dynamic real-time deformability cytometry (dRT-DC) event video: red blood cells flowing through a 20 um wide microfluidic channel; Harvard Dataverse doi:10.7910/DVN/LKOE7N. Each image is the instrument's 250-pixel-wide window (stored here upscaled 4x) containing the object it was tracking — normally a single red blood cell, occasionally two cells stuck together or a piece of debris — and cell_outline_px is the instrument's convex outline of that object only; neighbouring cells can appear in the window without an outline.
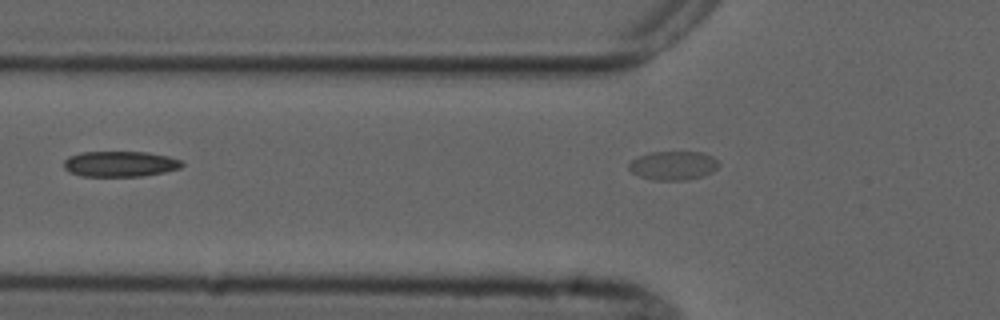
{"species": "common noctule bat (a hibernating species)", "species_latin": "Nyctalus noctula", "temperature_condition": "cold", "stored_images_in_passage": 3, "segment_of_instrument_passage": [2, 2], "camera_frame_rate_fps": 3000, "um_per_image_px": 0.085, "animal": {"sex": "male", "forearm_length_mm": 52.5}, "frame": {"image": 1, "passage_image": 3, "time_ms": 2.333, "image_size_px": [1000, 320], "cell_outline_px": [[720, 164], [712, 172], [704, 176], [684, 180], [652, 180], [640, 176], [632, 172], [628, 168], [628, 164], [632, 160], [648, 152], [704, 152], [712, 156]], "centroid_in_image_um": [57.23, 14.07], "position_along_channel_um": 68.6, "area_um2": 15.14}}